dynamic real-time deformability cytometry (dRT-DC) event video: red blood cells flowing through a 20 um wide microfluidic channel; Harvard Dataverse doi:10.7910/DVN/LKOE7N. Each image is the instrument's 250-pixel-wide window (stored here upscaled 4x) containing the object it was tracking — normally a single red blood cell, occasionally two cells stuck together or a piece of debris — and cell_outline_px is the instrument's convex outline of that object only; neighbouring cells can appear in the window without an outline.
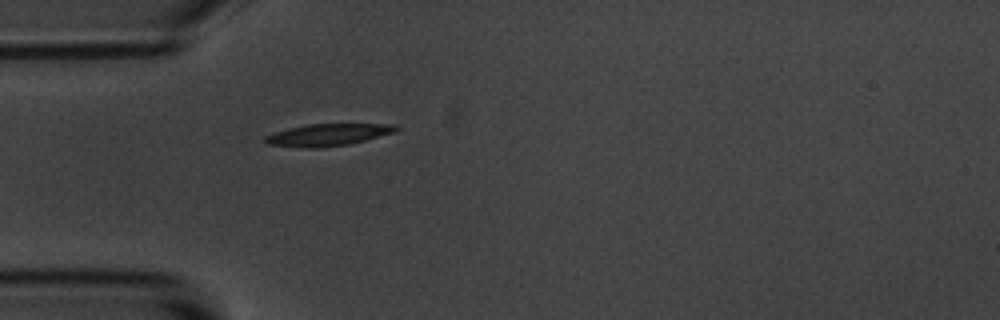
{"species": "common noctule bat (a hibernating species)", "species_latin": "Nyctalus noctula", "temperature_condition": "room temperature", "stored_images_in_passage": 1, "camera_frame_rate_fps": 3000, "um_per_image_px": 0.085, "animal": {"sex": "male", "body_mass_g": 20.1, "forearm_length_mm": 53.5}, "frame": {"image": 1, "passage_image": 1, "time_ms": 0.0, "image_size_px": [1000, 320], "cell_outline_px": [[400, 128], [396, 132], [348, 144], [316, 148], [308, 148], [268, 144], [264, 140], [264, 136], [288, 128], [308, 124], [396, 124]], "centroid_in_image_um": [27.89, 11.45], "position_along_channel_um": 57.1, "area_um2": 16.65}}